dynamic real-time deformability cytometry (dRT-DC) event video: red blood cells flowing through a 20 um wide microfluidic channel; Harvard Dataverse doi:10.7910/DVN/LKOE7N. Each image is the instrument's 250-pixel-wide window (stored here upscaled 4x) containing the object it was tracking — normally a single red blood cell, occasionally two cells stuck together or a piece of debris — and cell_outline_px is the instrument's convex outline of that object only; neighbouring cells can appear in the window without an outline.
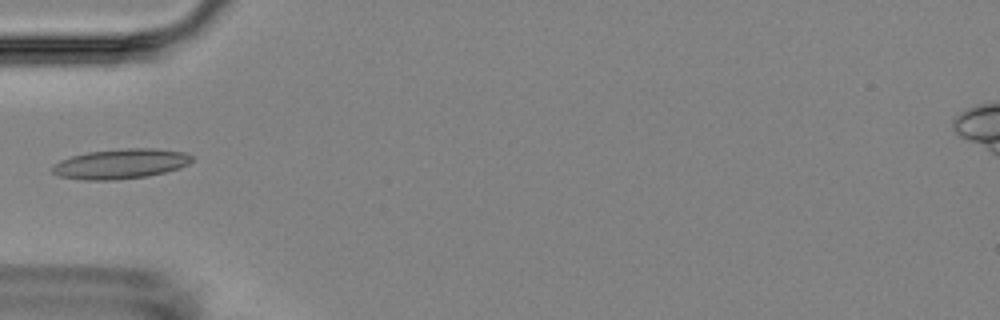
{"species": "Egyptian fruit bat (a non-hibernating species)", "species_latin": "Rousettus aegyptiacus", "temperature_condition": "room temperature", "stored_images_in_passage": 15, "camera_frame_rate_fps": 3000, "um_per_image_px": 0.085, "animal": {"sex": "female"}, "frame": {"image": 1, "passage_image": 4, "time_ms": 4.333, "image_size_px": [1000, 320], "cell_outline_px": [[192, 160], [188, 164], [180, 168], [148, 176], [116, 180], [84, 180], [56, 176], [52, 172], [52, 164], [60, 160], [72, 156], [88, 152], [124, 148], [156, 148], [184, 152], [192, 156]], "centroid_in_image_um": [10.23, 13.93], "position_along_channel_um": 74.8, "area_um2": 24.51}}
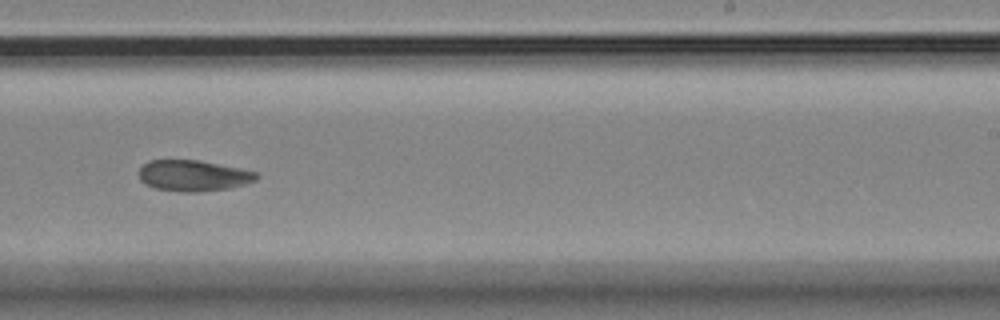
{"frame": {"image": 2, "passage_image": 9, "time_ms": 10.0, "image_size_px": [1000, 320], "cell_outline_px": [[260, 176], [256, 180], [232, 188], [196, 192], [180, 192], [156, 188], [144, 184], [140, 180], [140, 168], [148, 160], [200, 160], [256, 172]], "centroid_in_image_um": [16.43, 14.93], "position_along_channel_um": 272.6, "area_um2": 21.21}}
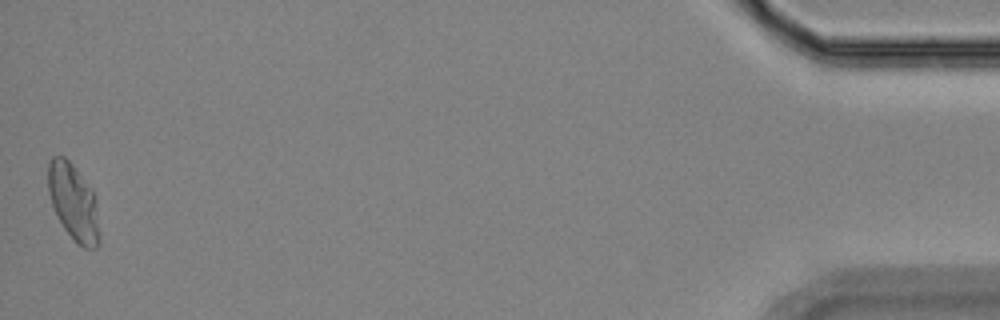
{"frame": {"image": 3, "passage_image": 15, "time_ms": 17.0, "image_size_px": [1000, 320], "cell_outline_px": [[100, 244], [96, 248], [84, 248], [76, 244], [64, 228], [52, 204], [48, 192], [48, 164], [52, 156], [64, 156], [72, 164], [92, 192], [96, 200], [100, 236]], "centroid_in_image_um": [6.25, 17.23], "position_along_channel_um": 428.9, "area_um2": 22.66}, "authors_computed_cell_mechanics": {"area_um2": 21.7328, "velocity_mm_per_s": 3.4939, "shape_relaxation_time_tau1_ms": null, "shape_relaxation_time_tau2_ms": 9.2721, "deformation_change_tau1": null, "deformation_change_tau2": 0.127}}